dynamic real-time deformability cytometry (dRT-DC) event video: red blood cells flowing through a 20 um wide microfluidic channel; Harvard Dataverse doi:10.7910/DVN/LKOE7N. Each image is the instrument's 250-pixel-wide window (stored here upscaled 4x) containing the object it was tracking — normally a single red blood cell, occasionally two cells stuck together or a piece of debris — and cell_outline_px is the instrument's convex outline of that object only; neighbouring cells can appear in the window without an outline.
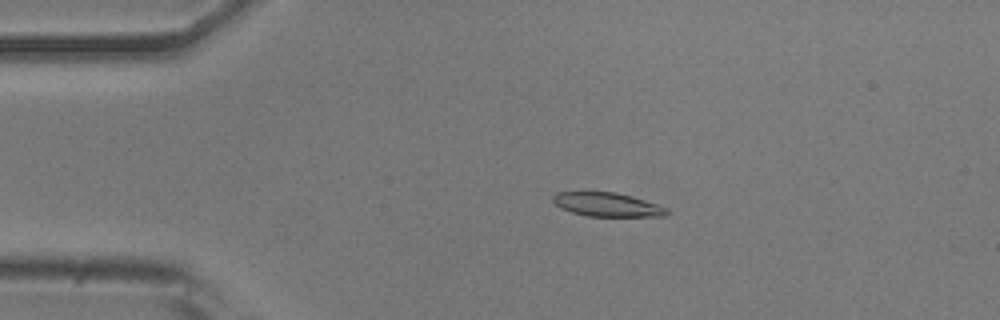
{"species": "common noctule bat (a hibernating species)", "species_latin": "Nyctalus noctula", "temperature_condition": "room temperature", "stored_images_in_passage": 53, "camera_frame_rate_fps": 3000, "um_per_image_px": 0.085, "animal": {"sex": "male", "body_mass_g": 20.5, "forearm_length_mm": 52.5}, "frame": {"image": 1, "passage_image": 11, "time_ms": 3.333, "image_size_px": [1000, 320], "cell_outline_px": [[672, 212], [668, 216], [588, 216], [572, 212], [560, 208], [552, 200], [552, 196], [556, 192], [616, 192], [632, 196], [668, 208]], "centroid_in_image_um": [51.64, 17.39], "position_along_channel_um": 33.4, "area_um2": 15.9}}
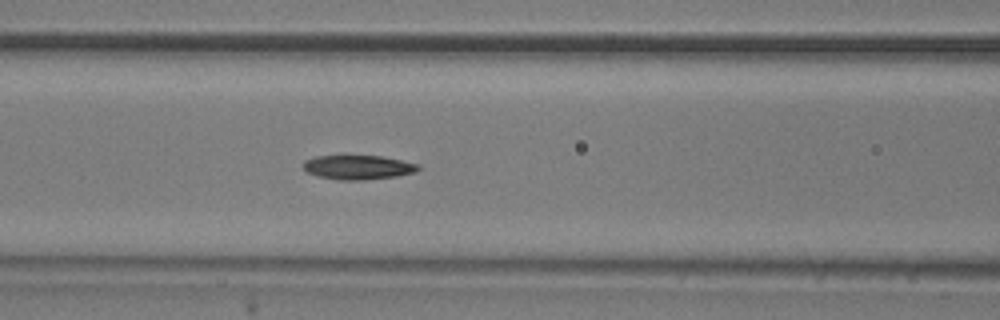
{"frame": {"image": 2, "passage_image": 22, "time_ms": 7.0, "image_size_px": [1000, 320], "cell_outline_px": [[420, 168], [416, 172], [396, 176], [364, 180], [340, 180], [316, 176], [308, 172], [304, 168], [304, 160], [316, 156], [344, 152], [380, 156], [420, 164]], "centroid_in_image_um": [30.39, 14.17], "position_along_channel_um": 136.2, "area_um2": 17.11}}
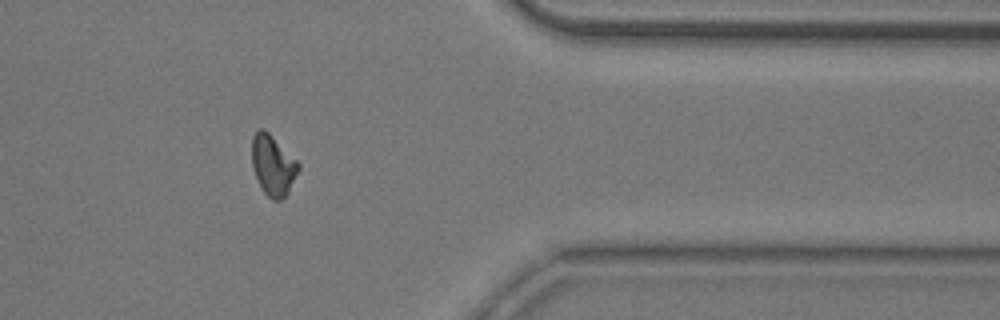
{"frame": {"image": 3, "passage_image": 43, "time_ms": 14.0, "image_size_px": [1000, 320], "cell_outline_px": [[300, 168], [288, 192], [280, 200], [272, 200], [260, 188], [252, 168], [252, 136], [260, 128], [264, 128], [300, 164]], "centroid_in_image_um": [23.18, 14.05], "position_along_channel_um": 388.2, "area_um2": 16.3}, "authors_computed_cell_mechanics": {"area_um2": 16.4152, "velocity_mm_per_s": 3.8709, "shape_relaxation_time_tau1_ms": 6.2166, "shape_relaxation_time_tau2_ms": 6.1633, "deformation_change_tau1": 0.1518, "deformation_change_tau2": 0.1299}}